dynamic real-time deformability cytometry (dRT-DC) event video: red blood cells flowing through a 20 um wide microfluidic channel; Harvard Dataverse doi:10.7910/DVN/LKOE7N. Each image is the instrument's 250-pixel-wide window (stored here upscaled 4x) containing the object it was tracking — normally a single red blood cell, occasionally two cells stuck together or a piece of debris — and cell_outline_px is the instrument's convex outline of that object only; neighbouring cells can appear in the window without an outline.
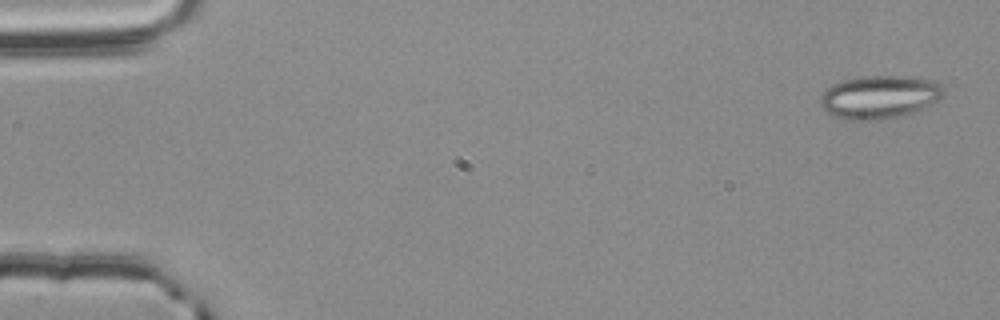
{"species": "common noctule bat (a hibernating species)", "species_latin": "Nyctalus noctula", "temperature_condition": "room temperature", "stored_images_in_passage": 55, "camera_frame_rate_fps": 3000, "um_per_image_px": 0.085, "animal": {"sex": "male", "body_mass_g": 20.4}, "frame": {"image": 1, "passage_image": 2, "time_ms": 0.333, "image_size_px": [1000, 320], "cell_outline_px": [[944, 96], [920, 108], [896, 116], [876, 120], [848, 120], [836, 116], [828, 112], [820, 104], [820, 96], [832, 84], [844, 80], [864, 76], [900, 76], [936, 80], [944, 88]], "centroid_in_image_um": [74.74, 8.22], "position_along_channel_um": 10.3, "area_um2": 30.4}}
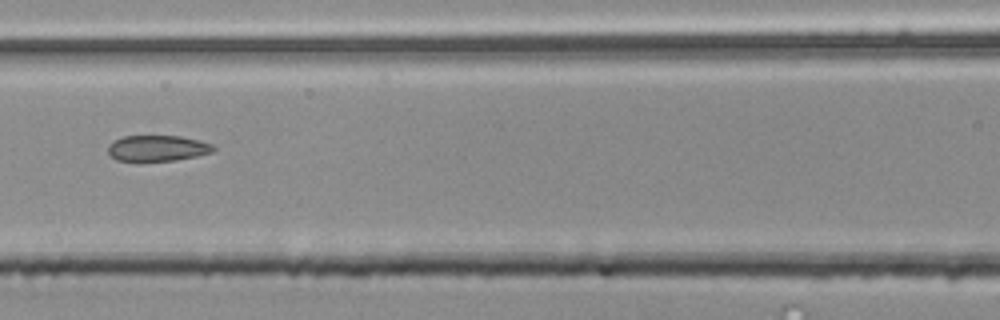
{"frame": {"image": 2, "passage_image": 25, "time_ms": 8.0, "image_size_px": [1000, 320], "cell_outline_px": [[216, 148], [212, 152], [196, 156], [176, 160], [140, 164], [136, 164], [116, 160], [108, 152], [108, 144], [112, 140], [124, 136], [180, 136], [200, 140], [212, 144]], "centroid_in_image_um": [13.32, 12.64], "position_along_channel_um": 153.3, "area_um2": 16.7}}
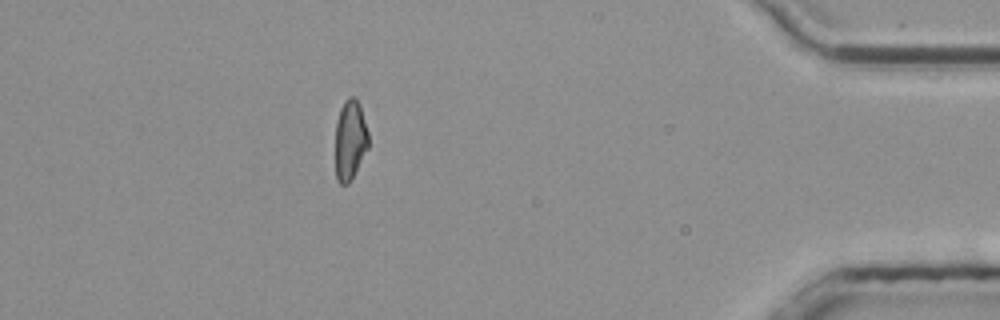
{"frame": {"image": 3, "passage_image": 49, "time_ms": 16.0, "image_size_px": [1000, 320], "cell_outline_px": [[368, 148], [352, 180], [348, 184], [340, 184], [336, 180], [336, 120], [340, 108], [344, 100], [348, 96], [352, 96], [360, 104], [368, 132]], "centroid_in_image_um": [29.76, 11.9], "position_along_channel_um": 405.4, "area_um2": 15.61}, "authors_computed_cell_mechanics": {"area_um2": 16.7042, "velocity_mm_per_s": 3.7798, "shape_relaxation_time_tau1_ms": null, "shape_relaxation_time_tau2_ms": 3.1996, "deformation_change_tau1": null, "deformation_change_tau2": 0.1013}}